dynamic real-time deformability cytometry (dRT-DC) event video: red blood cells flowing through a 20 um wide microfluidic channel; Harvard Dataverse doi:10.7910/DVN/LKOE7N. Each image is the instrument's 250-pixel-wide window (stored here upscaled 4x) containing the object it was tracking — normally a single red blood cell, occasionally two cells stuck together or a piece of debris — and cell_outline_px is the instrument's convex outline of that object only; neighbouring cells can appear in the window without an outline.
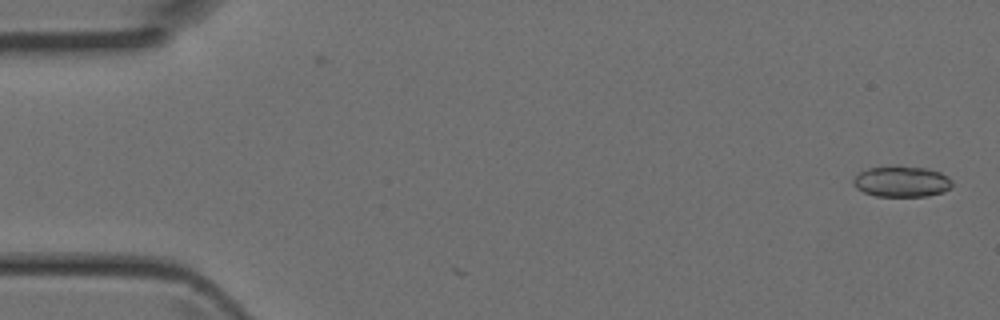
{"species": "Egyptian fruit bat (a non-hibernating species)", "species_latin": "Rousettus aegyptiacus", "temperature_condition": "room temperature", "stored_images_in_passage": 5, "camera_frame_rate_fps": 3000, "um_per_image_px": 0.085, "animal": {"sex": "female"}, "frame": {"image": 1, "passage_image": 1, "time_ms": 0.0, "image_size_px": [1000, 320], "cell_outline_px": [[952, 184], [944, 192], [928, 196], [876, 196], [864, 192], [856, 188], [852, 184], [852, 180], [860, 172], [868, 168], [896, 164], [928, 168], [940, 172], [948, 176], [952, 180]], "centroid_in_image_um": [76.63, 15.4], "position_along_channel_um": 8.4, "area_um2": 18.21}}
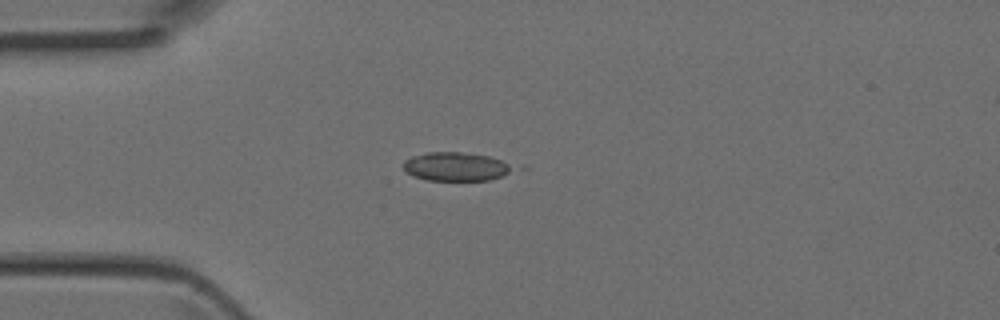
{"frame": {"image": 2, "passage_image": 4, "time_ms": 1.0, "image_size_px": [1000, 320], "cell_outline_px": [[528, 168], [488, 180], [428, 180], [412, 176], [404, 168], [404, 160], [412, 156], [424, 152], [460, 152], [488, 156], [524, 164]], "centroid_in_image_um": [39.01, 14.15], "position_along_channel_um": 46.0, "area_um2": 19.25}}
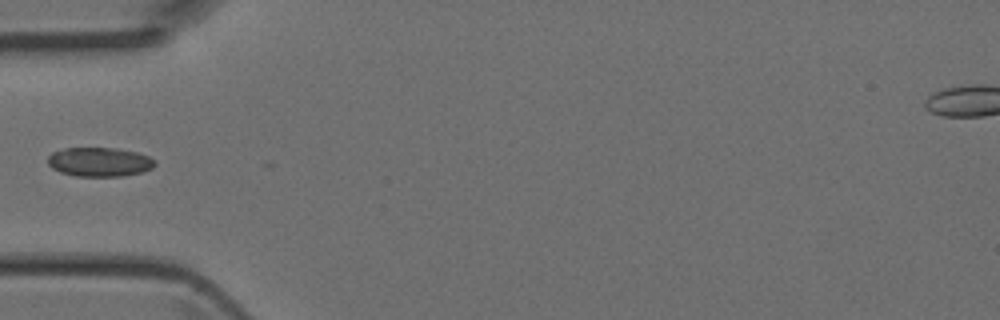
{"frame": {"image": 3, "passage_image": 5, "time_ms": 1.333, "image_size_px": [1000, 320], "cell_outline_px": [[156, 164], [152, 168], [144, 172], [124, 176], [76, 176], [60, 172], [52, 168], [48, 164], [48, 156], [52, 152], [64, 148], [116, 148], [136, 152], [148, 156], [156, 160]], "centroid_in_image_um": [8.47, 13.77], "position_along_channel_um": 76.5, "area_um2": 18.32}}